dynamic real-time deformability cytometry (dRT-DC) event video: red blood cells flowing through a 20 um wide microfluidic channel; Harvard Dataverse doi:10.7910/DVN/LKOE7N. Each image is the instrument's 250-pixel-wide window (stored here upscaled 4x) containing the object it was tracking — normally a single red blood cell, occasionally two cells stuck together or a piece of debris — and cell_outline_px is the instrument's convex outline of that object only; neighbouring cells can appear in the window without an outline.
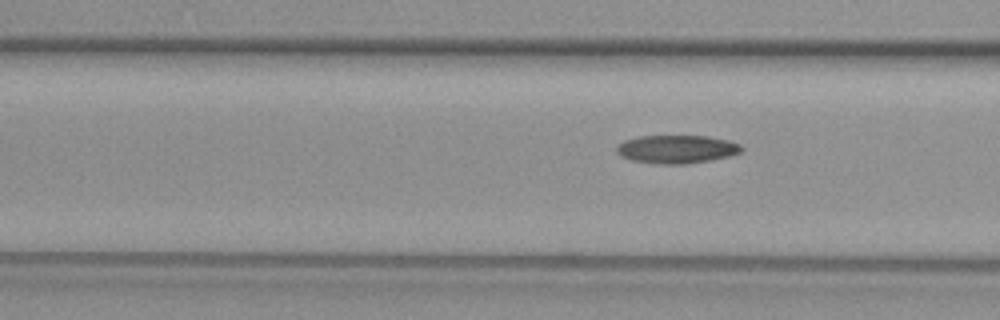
{"species": "common noctule bat (a hibernating species)", "species_latin": "Nyctalus noctula", "temperature_condition": "warm", "stored_images_in_passage": 6, "camera_frame_rate_fps": 3000, "um_per_image_px": 0.085, "animal": {"sex": "female", "body_mass_g": 29.2, "forearm_length_mm": 56.3}, "frame": {"image": 1, "passage_image": 6, "time_ms": 6.333, "image_size_px": [1000, 320], "cell_outline_px": [[744, 148], [740, 152], [728, 156], [712, 160], [684, 164], [652, 164], [632, 160], [620, 156], [616, 152], [616, 148], [624, 140], [640, 136], [708, 136], [728, 140], [740, 144]], "centroid_in_image_um": [57.51, 12.68], "position_along_channel_um": 109.1, "area_um2": 20.63}}